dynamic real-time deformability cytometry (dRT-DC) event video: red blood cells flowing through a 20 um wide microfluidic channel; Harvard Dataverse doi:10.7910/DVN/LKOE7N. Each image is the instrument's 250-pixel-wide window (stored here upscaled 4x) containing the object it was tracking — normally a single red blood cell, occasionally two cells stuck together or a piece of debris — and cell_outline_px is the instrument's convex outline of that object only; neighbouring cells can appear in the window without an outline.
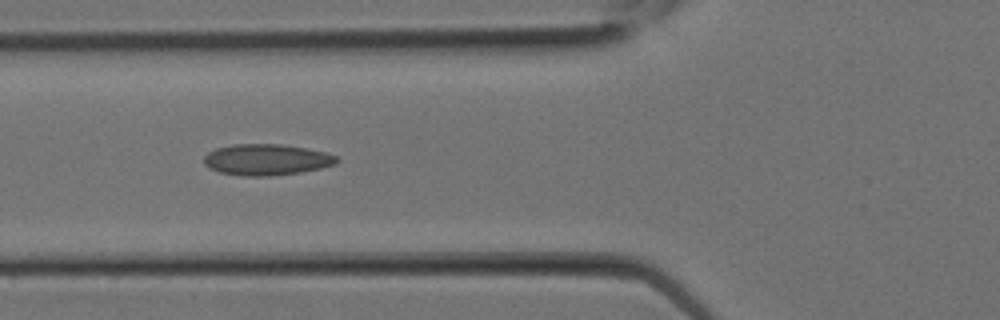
{"species": "Egyptian fruit bat (a non-hibernating species)", "species_latin": "Rousettus aegyptiacus", "temperature_condition": "room temperature", "stored_images_in_passage": 23, "camera_frame_rate_fps": 3000, "um_per_image_px": 0.085, "animal": {"sex": "female"}, "frame": {"image": 1, "passage_image": 8, "time_ms": 2.333, "image_size_px": [1000, 320], "cell_outline_px": [[340, 160], [336, 164], [320, 168], [300, 172], [268, 176], [244, 176], [220, 172], [208, 168], [204, 164], [204, 156], [208, 152], [216, 148], [232, 144], [280, 144], [308, 148], [328, 152], [336, 156]], "centroid_in_image_um": [22.66, 13.56], "position_along_channel_um": 103.1, "area_um2": 24.28}}
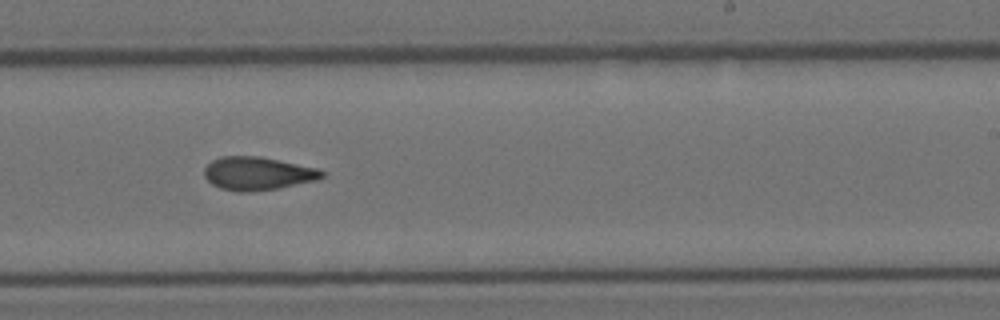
{"frame": {"image": 2, "passage_image": 14, "time_ms": 4.333, "image_size_px": [1000, 320], "cell_outline_px": [[324, 176], [320, 180], [276, 188], [244, 192], [236, 192], [220, 188], [212, 184], [204, 176], [204, 168], [212, 160], [220, 156], [260, 156], [320, 168], [324, 172]], "centroid_in_image_um": [21.92, 14.73], "position_along_channel_um": 267.1, "area_um2": 22.95}}
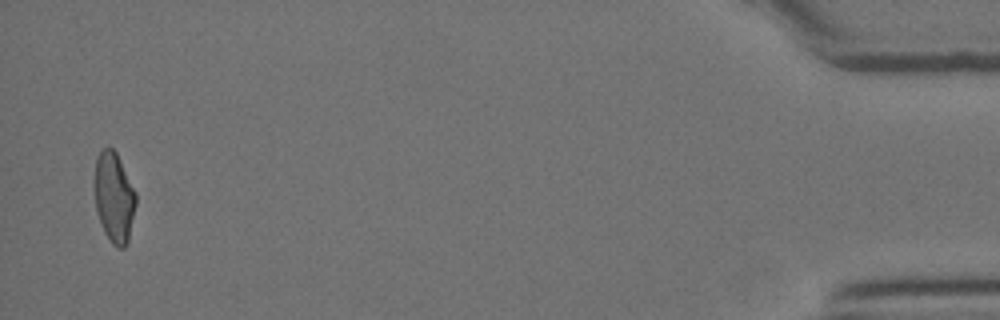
{"frame": {"image": 3, "passage_image": 23, "time_ms": 7.333, "image_size_px": [1000, 320], "cell_outline_px": [[136, 204], [128, 240], [124, 248], [116, 248], [112, 244], [104, 232], [96, 212], [96, 156], [108, 144], [116, 152], [136, 192]], "centroid_in_image_um": [9.71, 16.79], "position_along_channel_um": 425.5, "area_um2": 21.5}}